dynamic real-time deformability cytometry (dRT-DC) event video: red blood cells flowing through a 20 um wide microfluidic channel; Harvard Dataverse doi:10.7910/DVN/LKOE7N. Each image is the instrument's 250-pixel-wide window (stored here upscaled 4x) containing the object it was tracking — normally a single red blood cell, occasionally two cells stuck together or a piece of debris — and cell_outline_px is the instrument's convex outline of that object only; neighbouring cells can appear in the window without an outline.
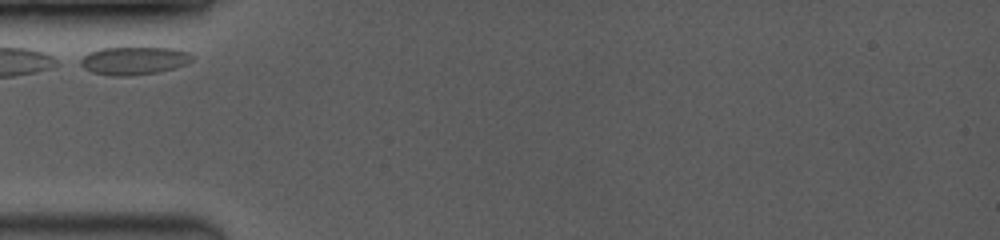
{"species": "common noctule bat (a hibernating species)", "species_latin": "Nyctalus noctula", "temperature_condition": "room temperature", "stored_images_in_passage": 2, "camera_frame_rate_fps": 3500, "um_per_image_px": 0.085, "animal": {"sex": "female", "body_mass_g": 19.0, "forearm_length_mm": 53.3}, "frame": {"image": 1, "passage_image": 1, "time_ms": 0.0, "image_size_px": [1000, 240], "cell_outline_px": [[192, 60], [188, 64], [176, 68], [156, 72], [128, 76], [116, 76], [92, 72], [84, 68], [80, 64], [80, 60], [88, 52], [100, 48], [172, 48], [188, 52], [192, 56]], "centroid_in_image_um": [11.39, 5.16], "position_along_channel_um": 73.6, "area_um2": 18.09}}